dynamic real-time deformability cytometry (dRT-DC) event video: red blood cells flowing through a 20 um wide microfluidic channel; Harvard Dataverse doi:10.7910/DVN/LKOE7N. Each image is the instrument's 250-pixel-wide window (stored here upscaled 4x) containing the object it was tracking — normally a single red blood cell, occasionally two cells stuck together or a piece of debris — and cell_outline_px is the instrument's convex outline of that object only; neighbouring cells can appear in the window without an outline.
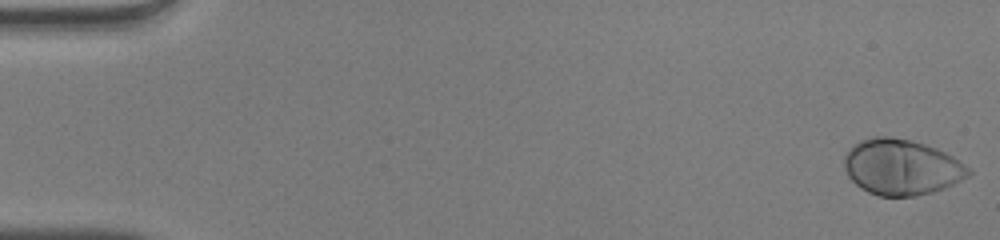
{"species": "human", "species_latin": "Homo sapiens", "temperature_condition": "warm", "stored_images_in_passage": 51, "camera_frame_rate_fps": 3000, "um_per_image_px": 0.085, "donor": {"sex": "male"}, "frame": {"image": 1, "passage_image": 1, "time_ms": 0.0, "image_size_px": [1000, 240], "cell_outline_px": [[972, 172], [968, 176], [944, 188], [932, 192], [916, 196], [880, 196], [868, 192], [860, 188], [848, 176], [844, 168], [844, 156], [860, 140], [876, 136], [888, 136], [912, 140], [936, 148], [952, 156], [968, 168]], "centroid_in_image_um": [76.61, 14.21], "position_along_channel_um": 8.4, "area_um2": 40.06}}
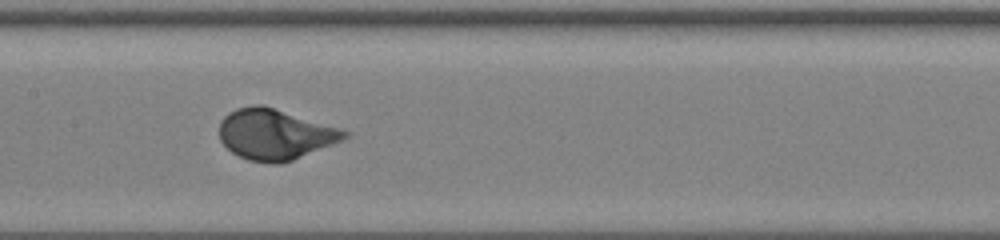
{"frame": {"image": 2, "passage_image": 26, "time_ms": 8.333, "image_size_px": [1000, 240], "cell_outline_px": [[348, 136], [344, 140], [292, 160], [280, 164], [272, 164], [248, 160], [232, 152], [220, 140], [220, 120], [228, 112], [236, 108], [252, 104], [264, 104], [340, 128], [348, 132]], "centroid_in_image_um": [23.37, 11.4], "position_along_channel_um": 184.0, "area_um2": 37.11}}
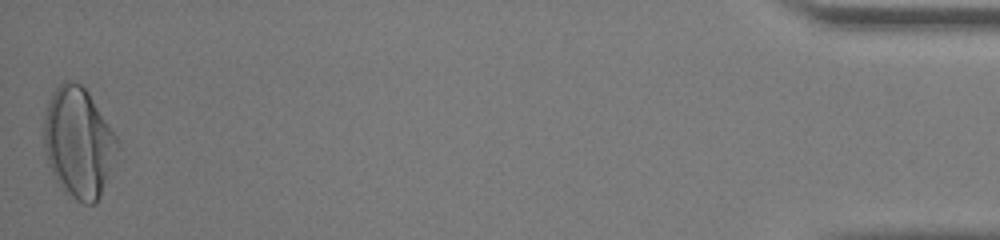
{"frame": {"image": 3, "passage_image": 51, "time_ms": 16.667, "image_size_px": [1000, 240], "cell_outline_px": [[120, 148], [100, 196], [96, 204], [84, 204], [76, 200], [64, 192], [60, 188], [48, 164], [44, 148], [44, 120], [48, 104], [56, 88], [64, 80], [72, 80], [80, 84], [88, 92], [116, 136], [120, 144]], "centroid_in_image_um": [6.68, 12.15], "position_along_channel_um": 428.5, "area_um2": 47.05}, "authors_computed_cell_mechanics": {"area_um2": 37.57, "velocity_mm_per_s": 4.0289, "shape_relaxation_time_tau1_ms": 2.2939, "shape_relaxation_time_tau2_ms": null, "deformation_change_tau1": 0.1825, "deformation_change_tau2": null}}